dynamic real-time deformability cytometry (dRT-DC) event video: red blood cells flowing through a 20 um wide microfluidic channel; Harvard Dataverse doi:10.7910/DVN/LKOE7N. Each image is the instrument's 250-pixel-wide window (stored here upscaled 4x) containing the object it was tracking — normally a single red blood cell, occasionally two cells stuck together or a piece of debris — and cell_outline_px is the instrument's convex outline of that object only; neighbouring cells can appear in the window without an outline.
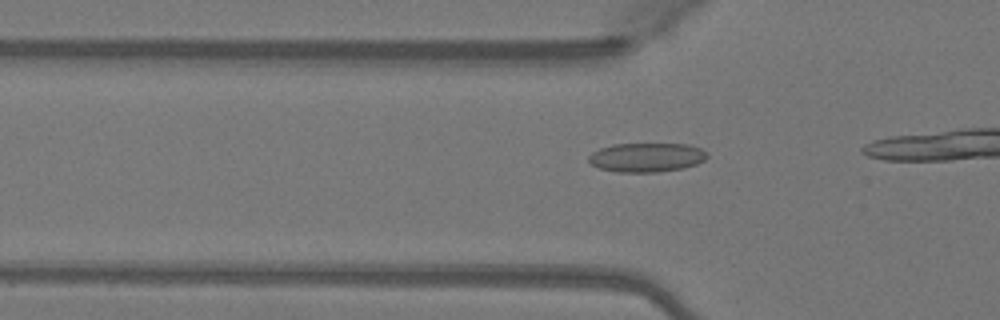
{"species": "Egyptian fruit bat (a non-hibernating species)", "species_latin": "Rousettus aegyptiacus", "temperature_condition": "warm", "stored_images_in_passage": 8, "camera_frame_rate_fps": 3000, "um_per_image_px": 0.085, "animal": {"sex": "female"}, "frame": {"image": 1, "passage_image": 5, "time_ms": 1.333, "image_size_px": [1000, 320], "cell_outline_px": [[708, 156], [704, 160], [696, 164], [680, 168], [656, 172], [616, 172], [600, 168], [592, 164], [588, 160], [588, 156], [592, 152], [600, 148], [612, 144], [688, 144], [700, 148]], "centroid_in_image_um": [54.92, 13.37], "position_along_channel_um": 70.9, "area_um2": 19.94}}